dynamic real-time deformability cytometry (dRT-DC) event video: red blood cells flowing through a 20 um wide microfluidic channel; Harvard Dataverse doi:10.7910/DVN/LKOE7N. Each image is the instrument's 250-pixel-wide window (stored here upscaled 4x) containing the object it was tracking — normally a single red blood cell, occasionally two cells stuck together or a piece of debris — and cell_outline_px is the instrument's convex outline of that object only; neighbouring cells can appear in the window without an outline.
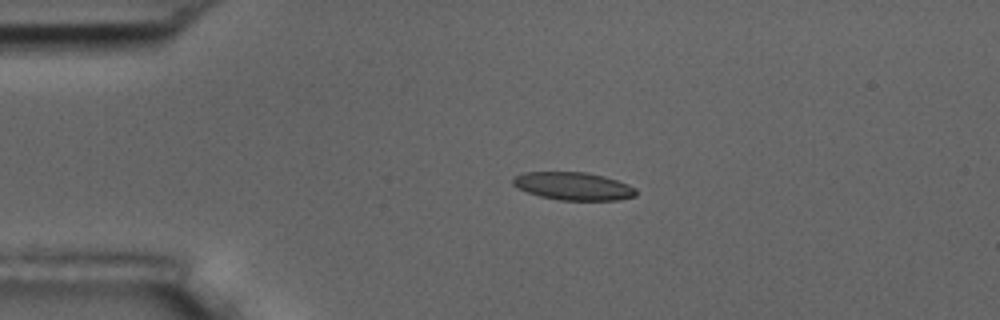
{"species": "common noctule bat (a hibernating species)", "species_latin": "Nyctalus noctula", "temperature_condition": "room temperature", "stored_images_in_passage": 3, "camera_frame_rate_fps": 3000, "um_per_image_px": 0.085, "animal": {"sex": "male", "body_mass_g": 17.5, "forearm_length_mm": 52.3}, "frame": {"image": 1, "passage_image": 2, "time_ms": 2.333, "image_size_px": [1000, 320], "cell_outline_px": [[636, 196], [620, 200], [560, 200], [540, 196], [516, 188], [512, 184], [512, 176], [524, 172], [584, 172], [604, 176], [628, 184], [636, 188]], "centroid_in_image_um": [48.71, 15.82], "position_along_channel_um": 36.3, "area_um2": 20.11}}